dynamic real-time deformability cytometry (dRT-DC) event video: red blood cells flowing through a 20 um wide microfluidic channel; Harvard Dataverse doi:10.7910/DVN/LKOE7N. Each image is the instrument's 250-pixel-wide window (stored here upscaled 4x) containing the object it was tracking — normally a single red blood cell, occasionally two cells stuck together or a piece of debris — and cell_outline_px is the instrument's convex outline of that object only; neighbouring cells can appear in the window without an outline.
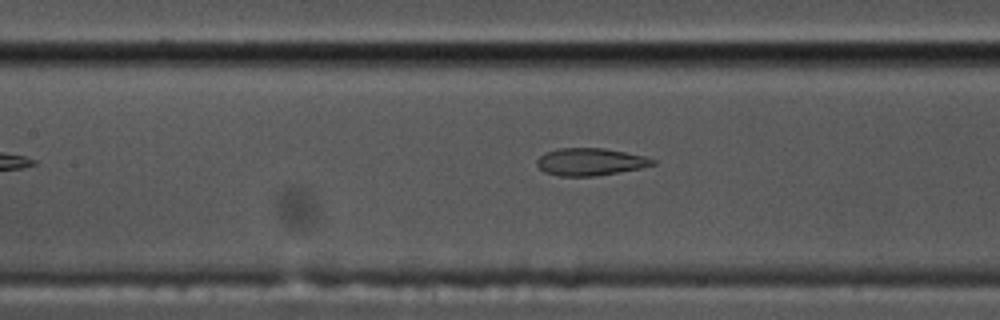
{"species": "common noctule bat (a hibernating species)", "species_latin": "Nyctalus noctula", "temperature_condition": "cold", "stored_images_in_passage": 13, "camera_frame_rate_fps": 3000, "um_per_image_px": 0.085, "animal": {"sex": "male", "body_mass_g": 17.5, "forearm_length_mm": 52.3}, "frame": {"image": 1, "passage_image": 10, "time_ms": 3.0, "image_size_px": [1000, 320], "cell_outline_px": [[656, 164], [640, 168], [596, 176], [556, 176], [544, 172], [536, 164], [536, 160], [544, 152], [560, 148], [604, 148], [644, 156], [656, 160]], "centroid_in_image_um": [50.14, 13.76], "position_along_channel_um": 157.3, "area_um2": 18.5}}